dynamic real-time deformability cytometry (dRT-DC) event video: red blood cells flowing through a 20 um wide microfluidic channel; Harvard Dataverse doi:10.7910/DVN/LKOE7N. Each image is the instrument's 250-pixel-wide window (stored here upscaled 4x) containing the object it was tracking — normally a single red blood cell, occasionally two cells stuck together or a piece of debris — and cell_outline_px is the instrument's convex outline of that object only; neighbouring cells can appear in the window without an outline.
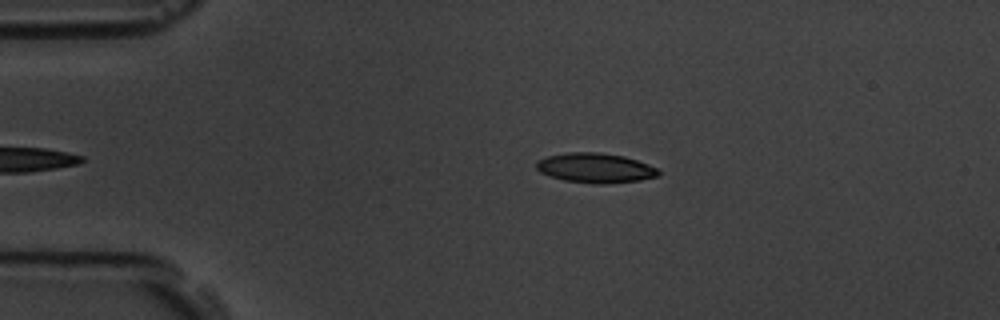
{"species": "common noctule bat (a hibernating species)", "species_latin": "Nyctalus noctula", "temperature_condition": "room temperature", "stored_images_in_passage": 8, "camera_frame_rate_fps": 3000, "um_per_image_px": 0.085, "animal": {"sex": "male", "body_mass_g": 19.5, "forearm_length_mm": 54.6}, "frame": {"image": 1, "passage_image": 1, "time_ms": 0.0, "image_size_px": [1000, 320], "cell_outline_px": [[660, 176], [640, 180], [604, 184], [592, 184], [564, 180], [548, 176], [540, 172], [536, 168], [536, 160], [548, 156], [568, 152], [600, 152], [624, 156], [660, 168]], "centroid_in_image_um": [50.61, 14.28], "position_along_channel_um": 34.4, "area_um2": 21.44}}
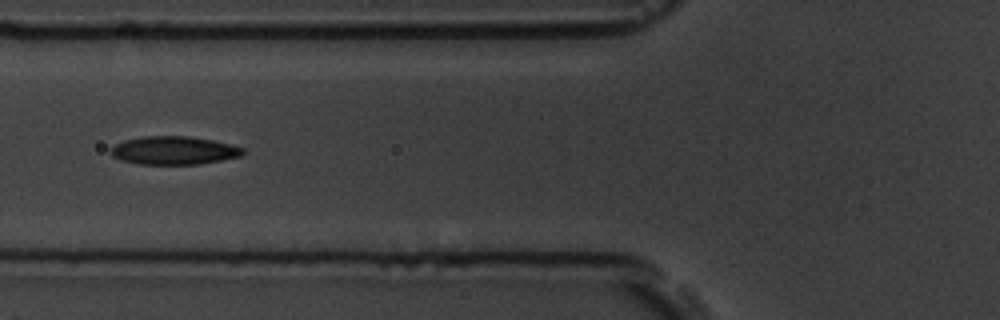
{"frame": {"image": 2, "passage_image": 4, "time_ms": 3.333, "image_size_px": [1000, 320], "cell_outline_px": [[244, 152], [240, 156], [200, 164], [140, 164], [120, 160], [112, 156], [112, 148], [116, 144], [124, 140], [144, 136], [188, 136], [212, 140], [244, 148]], "centroid_in_image_um": [14.77, 12.79], "position_along_channel_um": 111.0, "area_um2": 21.5}}
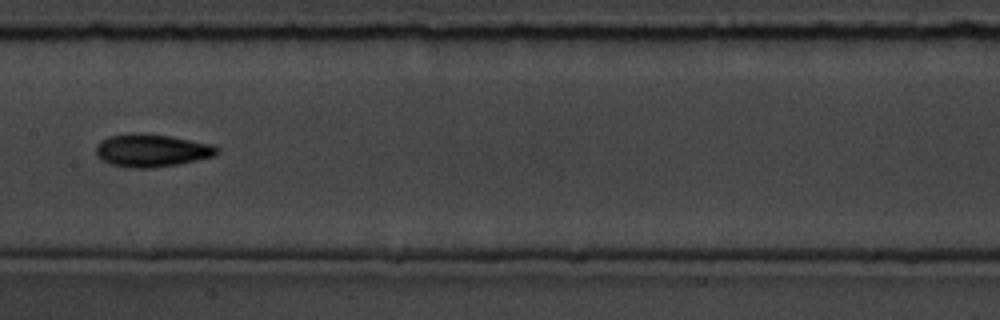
{"frame": {"image": 3, "passage_image": 6, "time_ms": 5.667, "image_size_px": [1000, 320], "cell_outline_px": [[220, 152], [212, 156], [196, 160], [176, 164], [152, 168], [128, 168], [112, 164], [104, 160], [96, 152], [96, 144], [100, 140], [108, 136], [136, 132], [144, 132], [172, 136], [212, 144], [220, 148]], "centroid_in_image_um": [12.9, 12.76], "position_along_channel_um": 194.5, "area_um2": 23.24}}